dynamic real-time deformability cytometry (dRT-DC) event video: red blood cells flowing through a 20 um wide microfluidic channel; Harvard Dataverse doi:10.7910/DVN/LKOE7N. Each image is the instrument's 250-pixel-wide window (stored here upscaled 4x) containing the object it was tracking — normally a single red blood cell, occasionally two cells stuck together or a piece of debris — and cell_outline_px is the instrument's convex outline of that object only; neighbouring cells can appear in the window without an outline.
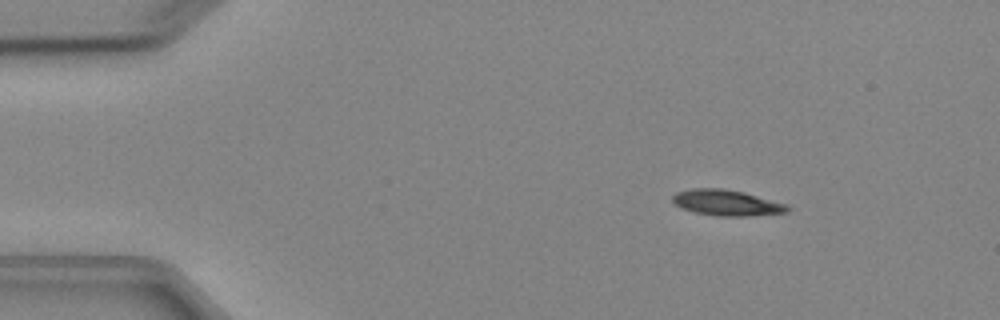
{"species": "Egyptian fruit bat (a non-hibernating species)", "species_latin": "Rousettus aegyptiacus", "temperature_condition": "cold", "stored_images_in_passage": 5, "camera_frame_rate_fps": 3000, "um_per_image_px": 0.085, "animal": {"sex": "female"}, "frame": {"image": 1, "passage_image": 2, "time_ms": 1.333, "image_size_px": [1000, 320], "cell_outline_px": [[792, 208], [788, 212], [748, 216], [720, 216], [696, 212], [684, 208], [676, 204], [672, 200], [672, 196], [676, 192], [692, 188], [724, 188], [744, 192], [788, 204]], "centroid_in_image_um": [61.82, 17.22], "position_along_channel_um": 23.2, "area_um2": 17.28}}